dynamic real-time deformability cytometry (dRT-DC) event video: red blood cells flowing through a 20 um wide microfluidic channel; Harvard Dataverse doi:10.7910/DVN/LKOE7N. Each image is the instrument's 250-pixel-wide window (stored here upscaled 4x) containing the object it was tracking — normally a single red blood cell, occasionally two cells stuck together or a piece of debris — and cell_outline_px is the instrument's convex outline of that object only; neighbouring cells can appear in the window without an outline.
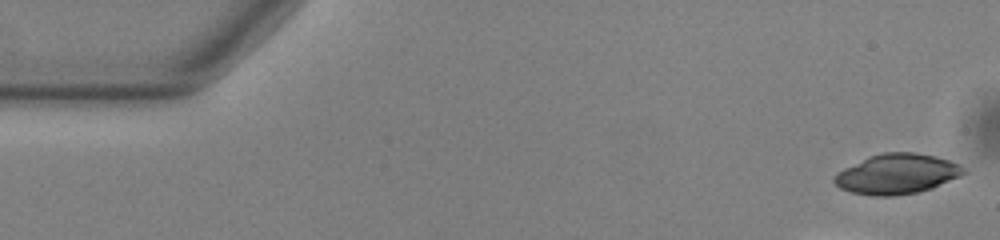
{"species": "common noctule bat (a hibernating species)", "species_latin": "Nyctalus noctula", "temperature_condition": "warm", "stored_images_in_passage": 38, "camera_frame_rate_fps": 3000, "um_per_image_px": 0.085, "animal": {"sex": "male", "body_mass_g": 13.0, "forearm_length_mm": 53.1}, "frame": {"image": 1, "passage_image": 1, "time_ms": 0.0, "image_size_px": [1000, 240], "cell_outline_px": [[968, 172], [960, 176], [932, 188], [916, 192], [896, 196], [872, 196], [852, 192], [840, 188], [832, 180], [844, 168], [868, 156], [884, 152], [912, 152], [936, 156], [960, 164]], "centroid_in_image_um": [76.26, 14.78], "position_along_channel_um": 8.7, "area_um2": 30.11}}
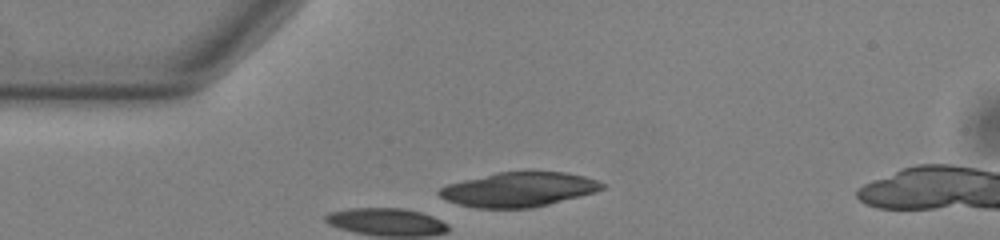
{"frame": {"image": 2, "passage_image": 12, "time_ms": 3.667, "image_size_px": [1000, 240], "cell_outline_px": [[608, 188], [596, 192], [532, 208], [476, 208], [460, 204], [448, 200], [440, 196], [436, 192], [440, 188], [448, 184], [496, 172], [564, 172], [584, 176], [596, 180], [604, 184]], "centroid_in_image_um": [44.12, 16.11], "position_along_channel_um": 40.9, "area_um2": 32.54}}
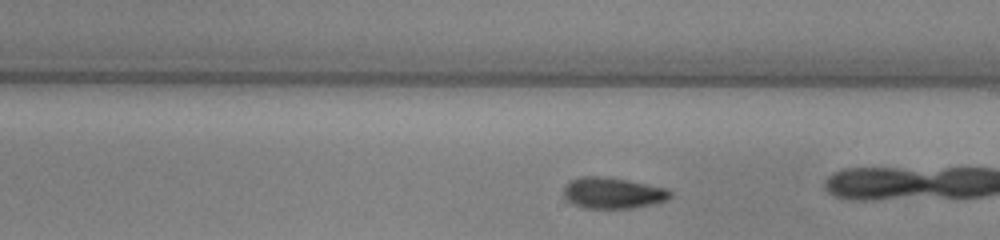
{"frame": {"image": 3, "passage_image": 27, "time_ms": 8.667, "image_size_px": [1000, 240], "cell_outline_px": [[672, 196], [668, 200], [652, 204], [632, 208], [584, 208], [572, 204], [564, 196], [564, 184], [580, 176], [600, 176], [628, 180], [668, 188], [672, 192]], "centroid_in_image_um": [52.1, 16.4], "position_along_channel_um": 236.9, "area_um2": 19.48}}